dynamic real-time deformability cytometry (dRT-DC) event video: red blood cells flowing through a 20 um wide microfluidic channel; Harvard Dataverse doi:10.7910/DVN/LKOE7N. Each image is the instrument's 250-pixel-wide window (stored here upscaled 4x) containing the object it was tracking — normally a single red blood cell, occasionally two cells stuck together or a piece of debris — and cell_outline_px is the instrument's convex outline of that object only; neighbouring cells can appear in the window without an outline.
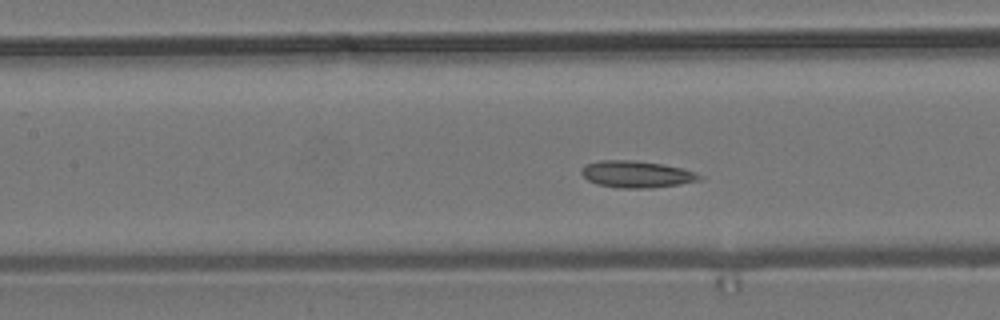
{"species": "common noctule bat (a hibernating species)", "species_latin": "Nyctalus noctula", "temperature_condition": "room temperature", "stored_images_in_passage": 35, "camera_frame_rate_fps": 3000, "um_per_image_px": 0.085, "animal": {"sex": "male", "body_mass_g": 19.2, "forearm_length_mm": 51.8}, "frame": {"image": 1, "passage_image": 10, "time_ms": 3.0, "image_size_px": [1000, 320], "cell_outline_px": [[704, 176], [700, 180], [680, 184], [652, 188], [620, 188], [596, 184], [588, 180], [580, 172], [588, 164], [600, 160], [632, 160], [664, 164], [684, 168], [696, 172]], "centroid_in_image_um": [54.17, 14.81], "position_along_channel_um": 153.2, "area_um2": 18.5}, "authors_computed_cell_mechanics": {"area_um2": 18.2648, "velocity_mm_per_s": 3.6358, "shape_relaxation_time_tau1_ms": null, "shape_relaxation_time_tau2_ms": 2.4713, "deformation_change_tau1": null, "deformation_change_tau2": 0.0868}}